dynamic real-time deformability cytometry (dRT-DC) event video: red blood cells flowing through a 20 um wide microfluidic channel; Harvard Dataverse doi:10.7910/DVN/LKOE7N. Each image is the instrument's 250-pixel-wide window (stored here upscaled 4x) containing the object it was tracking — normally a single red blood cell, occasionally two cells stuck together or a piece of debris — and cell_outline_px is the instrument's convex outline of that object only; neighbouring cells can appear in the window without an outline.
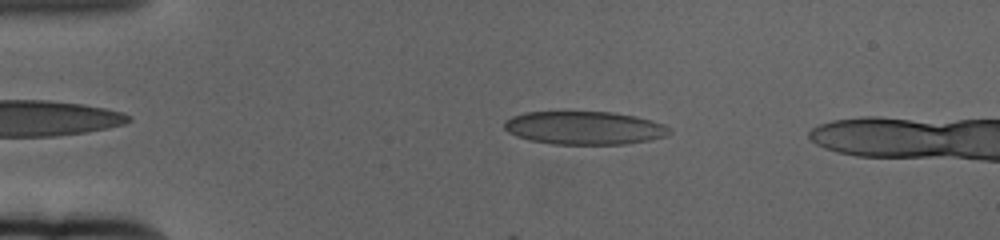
{"species": "human", "species_latin": "Homo sapiens", "temperature_condition": "cold", "stored_images_in_passage": 58, "camera_frame_rate_fps": 3000, "um_per_image_px": 0.085, "donor": {"sex": "female"}, "frame": {"image": 1, "passage_image": 12, "time_ms": 3.667, "image_size_px": [1000, 240], "cell_outline_px": [[672, 132], [664, 136], [648, 140], [624, 144], [552, 144], [532, 140], [508, 132], [504, 128], [504, 120], [512, 116], [524, 112], [612, 112], [636, 116], [652, 120], [664, 124]], "centroid_in_image_um": [49.67, 10.86], "position_along_channel_um": 35.3, "area_um2": 31.79}}
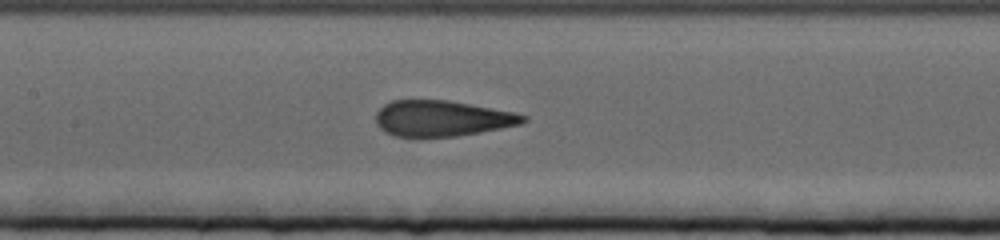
{"frame": {"image": 2, "passage_image": 28, "time_ms": 9.0, "image_size_px": [1000, 240], "cell_outline_px": [[528, 120], [520, 124], [500, 128], [456, 136], [392, 136], [384, 132], [376, 124], [376, 112], [384, 104], [392, 100], [448, 100], [512, 112], [528, 116]], "centroid_in_image_um": [37.52, 10.06], "position_along_channel_um": 169.9, "area_um2": 30.46}}
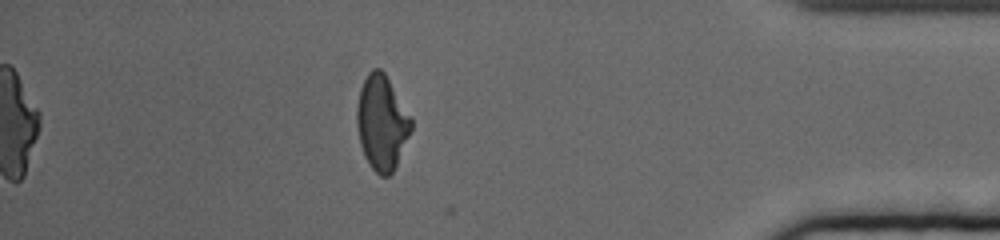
{"frame": {"image": 3, "passage_image": 52, "time_ms": 17.0, "image_size_px": [1000, 240], "cell_outline_px": [[412, 128], [396, 164], [392, 172], [388, 176], [380, 176], [372, 168], [364, 156], [360, 144], [356, 124], [356, 108], [360, 88], [368, 72], [372, 68], [380, 68], [384, 72], [412, 116]], "centroid_in_image_um": [32.44, 10.39], "position_along_channel_um": 402.8, "area_um2": 30.0}, "authors_computed_cell_mechanics": {"area_um2": 31.8189, "velocity_mm_per_s": 3.3674, "shape_relaxation_time_tau1_ms": 6.8998, "shape_relaxation_time_tau2_ms": 0.9934, "deformation_change_tau1": 0.1937, "deformation_change_tau2": 0.0847}}